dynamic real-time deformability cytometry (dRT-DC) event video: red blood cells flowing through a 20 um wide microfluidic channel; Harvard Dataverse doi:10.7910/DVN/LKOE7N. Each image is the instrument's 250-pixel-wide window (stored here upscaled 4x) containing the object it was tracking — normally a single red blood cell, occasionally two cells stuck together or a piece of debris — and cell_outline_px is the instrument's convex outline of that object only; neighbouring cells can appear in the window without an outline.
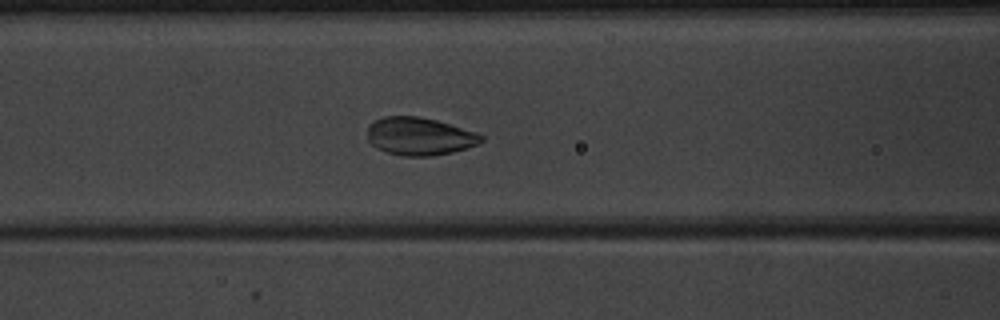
{"species": "common noctule bat (a hibernating species)", "species_latin": "Nyctalus noctula", "temperature_condition": "warm", "stored_images_in_passage": 43, "camera_frame_rate_fps": 3000, "um_per_image_px": 0.085, "animal": {"sex": "male", "body_mass_g": 20.1, "forearm_length_mm": 53.5}, "frame": {"image": 1, "passage_image": 13, "time_ms": 4.0, "image_size_px": [1000, 320], "cell_outline_px": [[484, 140], [480, 144], [452, 152], [432, 156], [400, 156], [376, 148], [368, 140], [368, 124], [372, 120], [384, 116], [416, 116], [436, 120], [484, 136]], "centroid_in_image_um": [35.61, 11.59], "position_along_channel_um": 131.0, "area_um2": 25.03}}
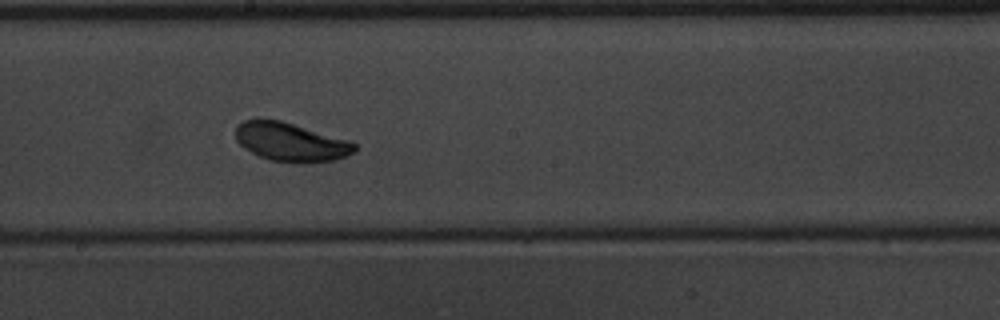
{"frame": {"image": 2, "passage_image": 20, "time_ms": 6.333, "image_size_px": [1000, 320], "cell_outline_px": [[356, 152], [336, 160], [268, 160], [244, 148], [236, 140], [236, 124], [244, 120], [256, 116], [280, 120], [352, 140], [356, 144]], "centroid_in_image_um": [24.69, 11.99], "position_along_channel_um": 223.5, "area_um2": 26.7}}
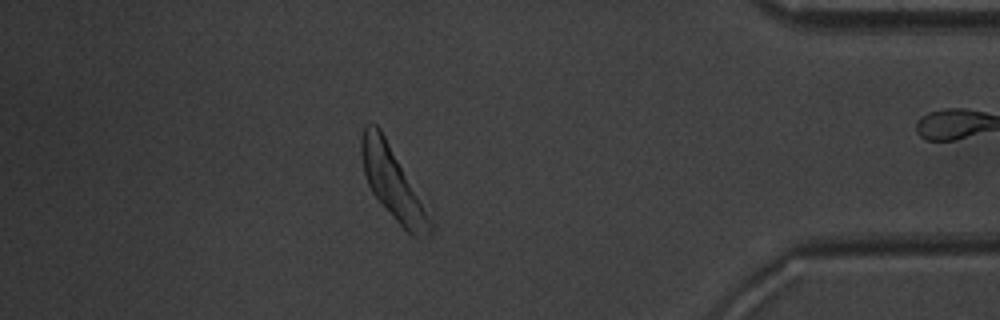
{"frame": {"image": 3, "passage_image": 36, "time_ms": 11.667, "image_size_px": [1000, 320], "cell_outline_px": [[436, 224], [432, 232], [428, 236], [412, 236], [396, 220], [372, 192], [368, 184], [364, 172], [360, 152], [360, 136], [364, 128], [368, 124], [376, 124], [380, 128]], "centroid_in_image_um": [33.41, 15.58], "position_along_channel_um": 401.8, "area_um2": 28.5}, "authors_computed_cell_mechanics": {"area_um2": 26.7614, "velocity_mm_per_s": 3.9748, "shape_relaxation_time_tau1_ms": 1.2614, "shape_relaxation_time_tau2_ms": null, "deformation_change_tau1": 0.0364, "deformation_change_tau2": null}}